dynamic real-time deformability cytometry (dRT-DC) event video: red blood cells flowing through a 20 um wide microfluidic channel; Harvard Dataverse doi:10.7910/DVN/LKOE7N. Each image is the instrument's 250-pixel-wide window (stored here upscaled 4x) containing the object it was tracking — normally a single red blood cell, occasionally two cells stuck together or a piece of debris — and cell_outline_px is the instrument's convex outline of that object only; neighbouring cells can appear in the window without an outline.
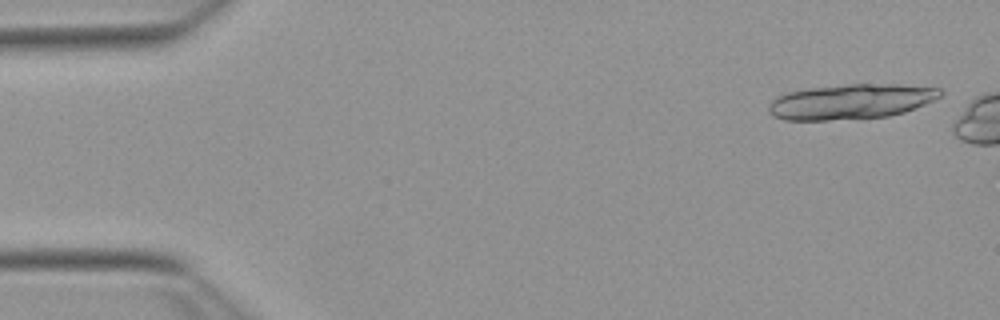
{"species": "Egyptian fruit bat (a non-hibernating species)", "species_latin": "Rousettus aegyptiacus", "temperature_condition": "warm", "stored_images_in_passage": 7, "camera_frame_rate_fps": 3000, "um_per_image_px": 0.085, "animal": {"sex": "female"}, "frame": {"image": 1, "passage_image": 2, "time_ms": 0.333, "image_size_px": [1000, 320], "cell_outline_px": [[944, 96], [904, 112], [888, 116], [828, 120], [784, 120], [772, 116], [768, 112], [768, 104], [776, 96], [788, 92], [808, 88], [848, 84], [896, 84], [940, 88], [944, 92]], "centroid_in_image_um": [72.31, 8.63], "position_along_channel_um": 12.7, "area_um2": 35.2}}